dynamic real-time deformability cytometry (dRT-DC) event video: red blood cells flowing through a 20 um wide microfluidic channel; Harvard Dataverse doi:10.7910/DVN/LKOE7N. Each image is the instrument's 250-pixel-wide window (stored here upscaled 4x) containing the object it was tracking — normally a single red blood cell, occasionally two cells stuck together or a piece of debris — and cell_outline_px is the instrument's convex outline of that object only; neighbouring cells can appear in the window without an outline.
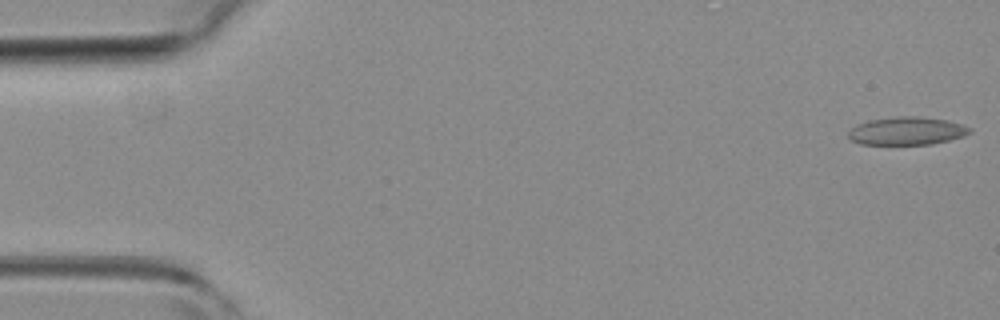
{"species": "common noctule bat (a hibernating species)", "species_latin": "Nyctalus noctula", "temperature_condition": "room temperature", "stored_images_in_passage": 51, "camera_frame_rate_fps": 3000, "um_per_image_px": 0.085, "animal": {"sex": "female", "body_mass_g": 19.3, "forearm_length_mm": 54.1}, "frame": {"image": 1, "passage_image": 1, "time_ms": 0.0, "image_size_px": [1000, 320], "cell_outline_px": [[972, 132], [964, 136], [932, 144], [860, 144], [852, 140], [848, 136], [848, 132], [856, 124], [868, 120], [896, 116], [920, 116], [948, 120], [972, 128]], "centroid_in_image_um": [77.09, 11.12], "position_along_channel_um": 7.9, "area_um2": 19.88}}
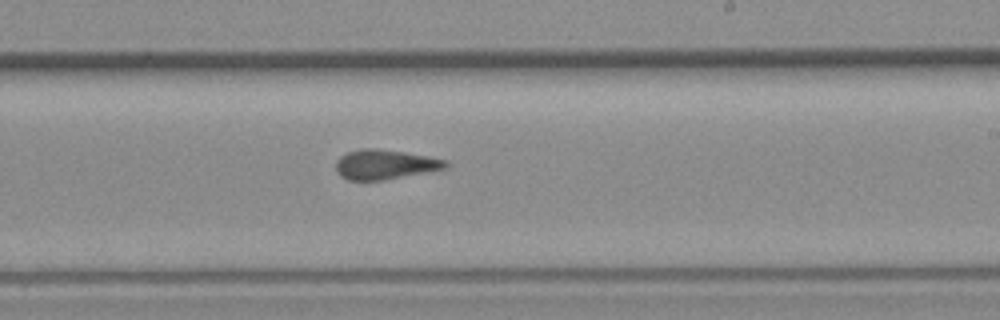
{"frame": {"image": 2, "passage_image": 30, "time_ms": 9.667, "image_size_px": [1000, 320], "cell_outline_px": [[452, 164], [448, 168], [384, 180], [348, 180], [340, 176], [336, 172], [336, 160], [340, 156], [348, 152], [360, 148], [376, 148], [404, 152], [428, 156], [448, 160]], "centroid_in_image_um": [32.75, 13.98], "position_along_channel_um": 256.3, "area_um2": 19.25}}
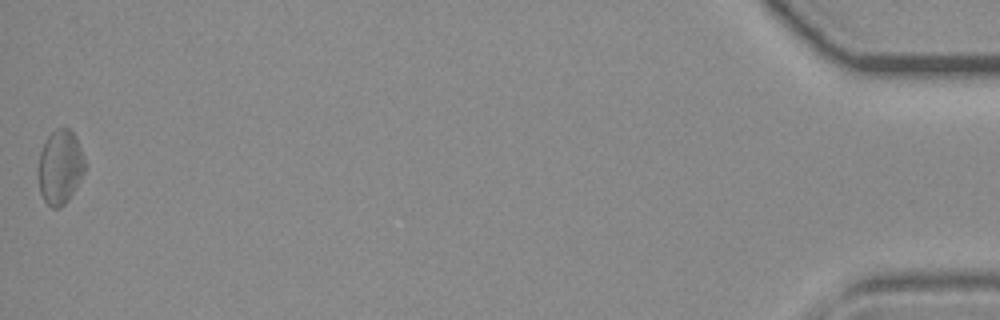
{"frame": {"image": 3, "passage_image": 51, "time_ms": 16.667, "image_size_px": [1000, 320], "cell_outline_px": [[84, 172], [68, 200], [60, 208], [52, 208], [44, 200], [40, 192], [36, 176], [36, 168], [40, 152], [48, 136], [56, 128], [68, 128], [76, 136], [84, 156]], "centroid_in_image_um": [5.07, 14.2], "position_along_channel_um": 430.1, "area_um2": 20.35}, "authors_computed_cell_mechanics": {"area_um2": 19.4208, "velocity_mm_per_s": 3.977, "shape_relaxation_time_tau1_ms": null, "shape_relaxation_time_tau2_ms": 2.3065, "deformation_change_tau1": null, "deformation_change_tau2": 0.0775}}